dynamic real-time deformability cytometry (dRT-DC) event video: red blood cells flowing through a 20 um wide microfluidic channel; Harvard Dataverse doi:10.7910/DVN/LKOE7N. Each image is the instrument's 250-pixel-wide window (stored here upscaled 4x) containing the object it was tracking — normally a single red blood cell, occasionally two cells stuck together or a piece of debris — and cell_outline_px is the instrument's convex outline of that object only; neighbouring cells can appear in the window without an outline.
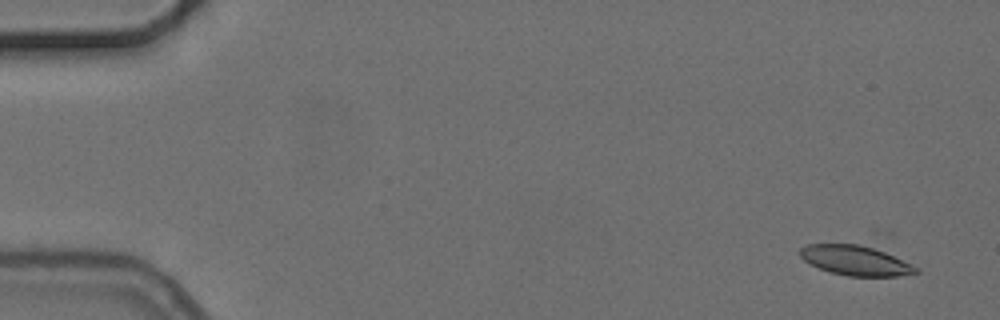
{"species": "common noctule bat (a hibernating species)", "species_latin": "Nyctalus noctula", "temperature_condition": "cold", "stored_images_in_passage": 5, "camera_frame_rate_fps": 3000, "um_per_image_px": 0.085, "animal": {"sex": "female", "body_mass_g": 24.6, "forearm_length_mm": 56.2}, "frame": {"image": 1, "passage_image": 2, "time_ms": 1.0, "image_size_px": [1000, 320], "cell_outline_px": [[920, 272], [896, 276], [848, 276], [832, 272], [808, 264], [800, 256], [800, 248], [808, 244], [864, 240], [868, 240], [920, 268]], "centroid_in_image_um": [72.79, 22.03], "position_along_channel_um": 12.2, "area_um2": 21.91}}